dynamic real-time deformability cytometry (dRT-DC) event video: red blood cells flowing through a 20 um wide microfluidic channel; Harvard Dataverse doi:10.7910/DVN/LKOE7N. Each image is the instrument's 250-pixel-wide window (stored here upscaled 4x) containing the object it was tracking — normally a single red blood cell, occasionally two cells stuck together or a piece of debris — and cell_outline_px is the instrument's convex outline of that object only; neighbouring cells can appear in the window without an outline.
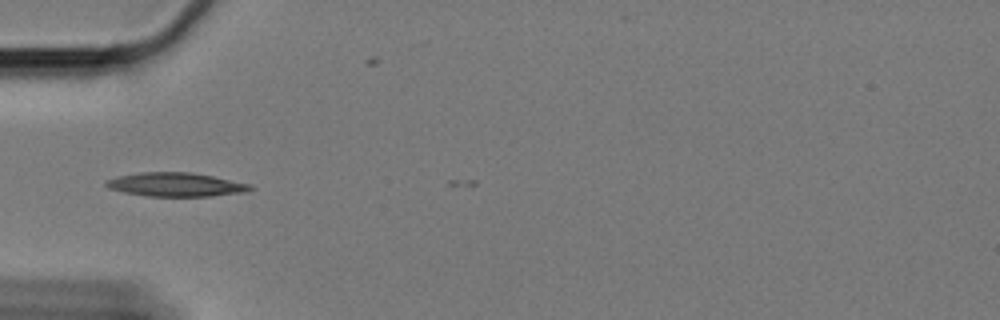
{"species": "Egyptian fruit bat (a non-hibernating species)", "species_latin": "Rousettus aegyptiacus", "temperature_condition": "cold", "stored_images_in_passage": 3, "camera_frame_rate_fps": 3000, "um_per_image_px": 0.085, "animal": {"sex": "female"}, "frame": {"image": 1, "passage_image": 1, "time_ms": 0.0, "image_size_px": [1000, 320], "cell_outline_px": [[252, 188], [248, 192], [212, 196], [144, 196], [124, 192], [108, 188], [104, 184], [104, 180], [116, 176], [140, 172], [188, 172], [212, 176], [252, 184]], "centroid_in_image_um": [14.91, 15.69], "position_along_channel_um": 70.1, "area_um2": 20.17}}